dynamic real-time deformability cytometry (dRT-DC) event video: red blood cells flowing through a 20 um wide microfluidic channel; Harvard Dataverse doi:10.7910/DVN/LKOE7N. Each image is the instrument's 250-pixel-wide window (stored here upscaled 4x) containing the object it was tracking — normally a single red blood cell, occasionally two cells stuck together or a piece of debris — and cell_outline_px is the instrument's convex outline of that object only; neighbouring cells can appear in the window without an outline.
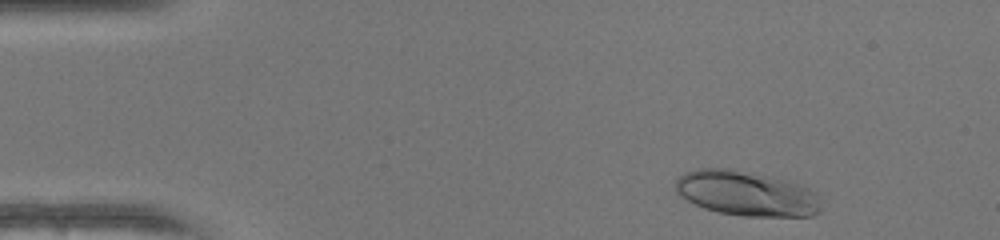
{"species": "human", "species_latin": "Homo sapiens", "temperature_condition": "warm", "stored_images_in_passage": 47, "camera_frame_rate_fps": 3000, "um_per_image_px": 0.085, "donor": {"sex": "female"}, "frame": {"image": 1, "passage_image": 3, "time_ms": 0.667, "image_size_px": [1000, 240], "cell_outline_px": [[820, 212], [812, 216], [744, 216], [716, 212], [704, 208], [680, 196], [676, 192], [676, 180], [684, 172], [696, 168], [728, 168], [788, 180], [808, 188], [816, 192], [820, 208]], "centroid_in_image_um": [63.43, 16.44], "position_along_channel_um": 21.6, "area_um2": 38.09}}
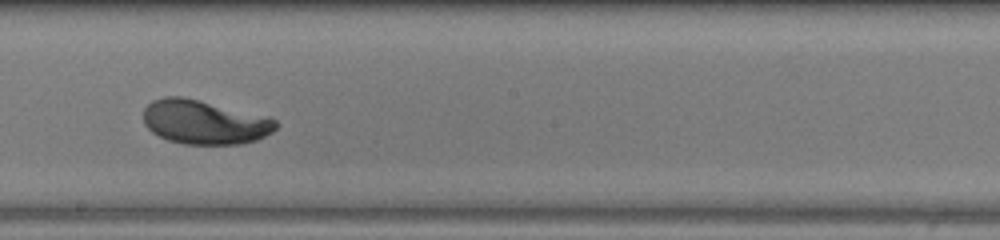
{"frame": {"image": 2, "passage_image": 25, "time_ms": 8.0, "image_size_px": [1000, 240], "cell_outline_px": [[276, 128], [272, 132], [256, 140], [240, 144], [184, 144], [168, 140], [152, 132], [144, 124], [144, 108], [152, 100], [164, 96], [180, 96], [268, 116], [276, 120]], "centroid_in_image_um": [17.36, 10.38], "position_along_channel_um": 230.8, "area_um2": 33.87}}
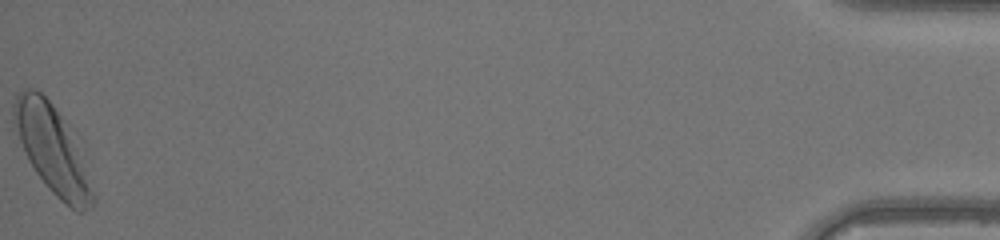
{"frame": {"image": 3, "passage_image": 47, "time_ms": 15.333, "image_size_px": [1000, 240], "cell_outline_px": [[96, 200], [92, 208], [84, 212], [76, 212], [60, 200], [48, 188], [36, 172], [28, 160], [24, 152], [12, 116], [12, 104], [16, 96], [24, 88], [36, 88], [52, 104], [60, 116], [76, 144], [96, 196]], "centroid_in_image_um": [4.43, 12.75], "position_along_channel_um": 430.8, "area_um2": 39.36}, "authors_computed_cell_mechanics": {"area_um2": 34.2754, "velocity_mm_per_s": 4.1295, "shape_relaxation_time_tau1_ms": 2.4388, "shape_relaxation_time_tau2_ms": null, "deformation_change_tau1": 0.1766, "deformation_change_tau2": null}}